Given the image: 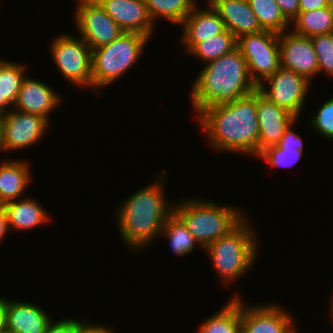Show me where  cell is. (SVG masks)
I'll return each mask as SVG.
<instances>
[{
	"mask_svg": "<svg viewBox=\"0 0 333 333\" xmlns=\"http://www.w3.org/2000/svg\"><path fill=\"white\" fill-rule=\"evenodd\" d=\"M4 209L10 231L37 229L53 219L37 198H31L28 195L25 198L4 203Z\"/></svg>",
	"mask_w": 333,
	"mask_h": 333,
	"instance_id": "20",
	"label": "cell"
},
{
	"mask_svg": "<svg viewBox=\"0 0 333 333\" xmlns=\"http://www.w3.org/2000/svg\"><path fill=\"white\" fill-rule=\"evenodd\" d=\"M329 0H300L299 12H308L328 7Z\"/></svg>",
	"mask_w": 333,
	"mask_h": 333,
	"instance_id": "35",
	"label": "cell"
},
{
	"mask_svg": "<svg viewBox=\"0 0 333 333\" xmlns=\"http://www.w3.org/2000/svg\"><path fill=\"white\" fill-rule=\"evenodd\" d=\"M4 209V202L0 199V210Z\"/></svg>",
	"mask_w": 333,
	"mask_h": 333,
	"instance_id": "42",
	"label": "cell"
},
{
	"mask_svg": "<svg viewBox=\"0 0 333 333\" xmlns=\"http://www.w3.org/2000/svg\"><path fill=\"white\" fill-rule=\"evenodd\" d=\"M31 172L26 158L3 159L0 162V199L6 203L25 198L26 190L32 184Z\"/></svg>",
	"mask_w": 333,
	"mask_h": 333,
	"instance_id": "21",
	"label": "cell"
},
{
	"mask_svg": "<svg viewBox=\"0 0 333 333\" xmlns=\"http://www.w3.org/2000/svg\"><path fill=\"white\" fill-rule=\"evenodd\" d=\"M151 20L164 19L173 25H181L199 3L196 0H145Z\"/></svg>",
	"mask_w": 333,
	"mask_h": 333,
	"instance_id": "26",
	"label": "cell"
},
{
	"mask_svg": "<svg viewBox=\"0 0 333 333\" xmlns=\"http://www.w3.org/2000/svg\"><path fill=\"white\" fill-rule=\"evenodd\" d=\"M232 294L220 310L200 321L195 333H241L242 296Z\"/></svg>",
	"mask_w": 333,
	"mask_h": 333,
	"instance_id": "23",
	"label": "cell"
},
{
	"mask_svg": "<svg viewBox=\"0 0 333 333\" xmlns=\"http://www.w3.org/2000/svg\"><path fill=\"white\" fill-rule=\"evenodd\" d=\"M124 32L139 33L152 39L155 24L145 0H97Z\"/></svg>",
	"mask_w": 333,
	"mask_h": 333,
	"instance_id": "15",
	"label": "cell"
},
{
	"mask_svg": "<svg viewBox=\"0 0 333 333\" xmlns=\"http://www.w3.org/2000/svg\"><path fill=\"white\" fill-rule=\"evenodd\" d=\"M51 124L43 116L10 109L4 117L2 153L34 146L48 133Z\"/></svg>",
	"mask_w": 333,
	"mask_h": 333,
	"instance_id": "11",
	"label": "cell"
},
{
	"mask_svg": "<svg viewBox=\"0 0 333 333\" xmlns=\"http://www.w3.org/2000/svg\"><path fill=\"white\" fill-rule=\"evenodd\" d=\"M60 33L48 44L56 69L65 82L91 90L92 49L80 36Z\"/></svg>",
	"mask_w": 333,
	"mask_h": 333,
	"instance_id": "7",
	"label": "cell"
},
{
	"mask_svg": "<svg viewBox=\"0 0 333 333\" xmlns=\"http://www.w3.org/2000/svg\"><path fill=\"white\" fill-rule=\"evenodd\" d=\"M194 80L188 95L195 118L208 107L233 102L257 90L238 48L204 64Z\"/></svg>",
	"mask_w": 333,
	"mask_h": 333,
	"instance_id": "3",
	"label": "cell"
},
{
	"mask_svg": "<svg viewBox=\"0 0 333 333\" xmlns=\"http://www.w3.org/2000/svg\"><path fill=\"white\" fill-rule=\"evenodd\" d=\"M162 237L168 240L170 250L179 257L191 254L199 245L186 224L175 212L164 222L159 235V238L162 239Z\"/></svg>",
	"mask_w": 333,
	"mask_h": 333,
	"instance_id": "24",
	"label": "cell"
},
{
	"mask_svg": "<svg viewBox=\"0 0 333 333\" xmlns=\"http://www.w3.org/2000/svg\"><path fill=\"white\" fill-rule=\"evenodd\" d=\"M309 127L320 134V137L333 141V96L325 100L319 109L313 112V116H310Z\"/></svg>",
	"mask_w": 333,
	"mask_h": 333,
	"instance_id": "30",
	"label": "cell"
},
{
	"mask_svg": "<svg viewBox=\"0 0 333 333\" xmlns=\"http://www.w3.org/2000/svg\"><path fill=\"white\" fill-rule=\"evenodd\" d=\"M206 144L217 153L255 157L259 153L257 90L233 102L204 109L197 117Z\"/></svg>",
	"mask_w": 333,
	"mask_h": 333,
	"instance_id": "1",
	"label": "cell"
},
{
	"mask_svg": "<svg viewBox=\"0 0 333 333\" xmlns=\"http://www.w3.org/2000/svg\"><path fill=\"white\" fill-rule=\"evenodd\" d=\"M257 116L259 122V152L277 145L285 131L298 118L269 101L257 90Z\"/></svg>",
	"mask_w": 333,
	"mask_h": 333,
	"instance_id": "17",
	"label": "cell"
},
{
	"mask_svg": "<svg viewBox=\"0 0 333 333\" xmlns=\"http://www.w3.org/2000/svg\"><path fill=\"white\" fill-rule=\"evenodd\" d=\"M281 67L313 82L319 76V62L311 38L292 30L279 33Z\"/></svg>",
	"mask_w": 333,
	"mask_h": 333,
	"instance_id": "13",
	"label": "cell"
},
{
	"mask_svg": "<svg viewBox=\"0 0 333 333\" xmlns=\"http://www.w3.org/2000/svg\"><path fill=\"white\" fill-rule=\"evenodd\" d=\"M319 62V74L333 78V33L311 37Z\"/></svg>",
	"mask_w": 333,
	"mask_h": 333,
	"instance_id": "31",
	"label": "cell"
},
{
	"mask_svg": "<svg viewBox=\"0 0 333 333\" xmlns=\"http://www.w3.org/2000/svg\"><path fill=\"white\" fill-rule=\"evenodd\" d=\"M37 78H30L26 75L23 79L16 103L13 108L45 117L50 123L51 113L63 103L62 95L53 89L50 84Z\"/></svg>",
	"mask_w": 333,
	"mask_h": 333,
	"instance_id": "16",
	"label": "cell"
},
{
	"mask_svg": "<svg viewBox=\"0 0 333 333\" xmlns=\"http://www.w3.org/2000/svg\"><path fill=\"white\" fill-rule=\"evenodd\" d=\"M166 174L165 170L159 172L151 184L137 189L114 210L121 240L134 254L153 246L164 222L174 212V202L166 197Z\"/></svg>",
	"mask_w": 333,
	"mask_h": 333,
	"instance_id": "2",
	"label": "cell"
},
{
	"mask_svg": "<svg viewBox=\"0 0 333 333\" xmlns=\"http://www.w3.org/2000/svg\"><path fill=\"white\" fill-rule=\"evenodd\" d=\"M76 4L72 20L76 35L92 50L110 44L124 33L97 0H78Z\"/></svg>",
	"mask_w": 333,
	"mask_h": 333,
	"instance_id": "10",
	"label": "cell"
},
{
	"mask_svg": "<svg viewBox=\"0 0 333 333\" xmlns=\"http://www.w3.org/2000/svg\"><path fill=\"white\" fill-rule=\"evenodd\" d=\"M174 212L186 224L202 250L227 235L247 216L236 205H222L208 198L194 197L176 201Z\"/></svg>",
	"mask_w": 333,
	"mask_h": 333,
	"instance_id": "5",
	"label": "cell"
},
{
	"mask_svg": "<svg viewBox=\"0 0 333 333\" xmlns=\"http://www.w3.org/2000/svg\"><path fill=\"white\" fill-rule=\"evenodd\" d=\"M237 48V38L227 29L213 38L198 43L187 55L198 58L206 64Z\"/></svg>",
	"mask_w": 333,
	"mask_h": 333,
	"instance_id": "28",
	"label": "cell"
},
{
	"mask_svg": "<svg viewBox=\"0 0 333 333\" xmlns=\"http://www.w3.org/2000/svg\"><path fill=\"white\" fill-rule=\"evenodd\" d=\"M284 17L291 23L299 14L300 0H275Z\"/></svg>",
	"mask_w": 333,
	"mask_h": 333,
	"instance_id": "33",
	"label": "cell"
},
{
	"mask_svg": "<svg viewBox=\"0 0 333 333\" xmlns=\"http://www.w3.org/2000/svg\"><path fill=\"white\" fill-rule=\"evenodd\" d=\"M204 6L197 4L180 25L182 29L179 43L186 54L198 43L213 38L226 30L224 21L213 7L208 2Z\"/></svg>",
	"mask_w": 333,
	"mask_h": 333,
	"instance_id": "14",
	"label": "cell"
},
{
	"mask_svg": "<svg viewBox=\"0 0 333 333\" xmlns=\"http://www.w3.org/2000/svg\"><path fill=\"white\" fill-rule=\"evenodd\" d=\"M1 333H13V332L6 330V331L1 332Z\"/></svg>",
	"mask_w": 333,
	"mask_h": 333,
	"instance_id": "43",
	"label": "cell"
},
{
	"mask_svg": "<svg viewBox=\"0 0 333 333\" xmlns=\"http://www.w3.org/2000/svg\"><path fill=\"white\" fill-rule=\"evenodd\" d=\"M7 330V297L0 296V333Z\"/></svg>",
	"mask_w": 333,
	"mask_h": 333,
	"instance_id": "36",
	"label": "cell"
},
{
	"mask_svg": "<svg viewBox=\"0 0 333 333\" xmlns=\"http://www.w3.org/2000/svg\"><path fill=\"white\" fill-rule=\"evenodd\" d=\"M87 321L75 317L52 320L45 330V333H76Z\"/></svg>",
	"mask_w": 333,
	"mask_h": 333,
	"instance_id": "32",
	"label": "cell"
},
{
	"mask_svg": "<svg viewBox=\"0 0 333 333\" xmlns=\"http://www.w3.org/2000/svg\"><path fill=\"white\" fill-rule=\"evenodd\" d=\"M12 108L13 105L7 99H1V90H0V112L5 114Z\"/></svg>",
	"mask_w": 333,
	"mask_h": 333,
	"instance_id": "38",
	"label": "cell"
},
{
	"mask_svg": "<svg viewBox=\"0 0 333 333\" xmlns=\"http://www.w3.org/2000/svg\"><path fill=\"white\" fill-rule=\"evenodd\" d=\"M236 38L264 31L247 0H208Z\"/></svg>",
	"mask_w": 333,
	"mask_h": 333,
	"instance_id": "18",
	"label": "cell"
},
{
	"mask_svg": "<svg viewBox=\"0 0 333 333\" xmlns=\"http://www.w3.org/2000/svg\"><path fill=\"white\" fill-rule=\"evenodd\" d=\"M262 303L252 305L242 297L241 333H294L298 329L293 314L284 307L274 302Z\"/></svg>",
	"mask_w": 333,
	"mask_h": 333,
	"instance_id": "12",
	"label": "cell"
},
{
	"mask_svg": "<svg viewBox=\"0 0 333 333\" xmlns=\"http://www.w3.org/2000/svg\"><path fill=\"white\" fill-rule=\"evenodd\" d=\"M290 30L309 38L333 33V12L329 7L299 12L298 16L291 22Z\"/></svg>",
	"mask_w": 333,
	"mask_h": 333,
	"instance_id": "25",
	"label": "cell"
},
{
	"mask_svg": "<svg viewBox=\"0 0 333 333\" xmlns=\"http://www.w3.org/2000/svg\"><path fill=\"white\" fill-rule=\"evenodd\" d=\"M312 85V86H311ZM313 83L292 70L280 67L272 76L257 86L269 101L292 113L298 119L306 107V97Z\"/></svg>",
	"mask_w": 333,
	"mask_h": 333,
	"instance_id": "9",
	"label": "cell"
},
{
	"mask_svg": "<svg viewBox=\"0 0 333 333\" xmlns=\"http://www.w3.org/2000/svg\"><path fill=\"white\" fill-rule=\"evenodd\" d=\"M300 329L298 328L294 333H300V331H299ZM299 331V332H298Z\"/></svg>",
	"mask_w": 333,
	"mask_h": 333,
	"instance_id": "44",
	"label": "cell"
},
{
	"mask_svg": "<svg viewBox=\"0 0 333 333\" xmlns=\"http://www.w3.org/2000/svg\"><path fill=\"white\" fill-rule=\"evenodd\" d=\"M247 215L227 235L219 237L216 241L204 248L212 264L214 273H218L217 280L225 286L245 277L257 261L260 252L258 233Z\"/></svg>",
	"mask_w": 333,
	"mask_h": 333,
	"instance_id": "4",
	"label": "cell"
},
{
	"mask_svg": "<svg viewBox=\"0 0 333 333\" xmlns=\"http://www.w3.org/2000/svg\"><path fill=\"white\" fill-rule=\"evenodd\" d=\"M330 306H328V307H330V309H329V316H330V319H331V321L333 322V293H332V296H330Z\"/></svg>",
	"mask_w": 333,
	"mask_h": 333,
	"instance_id": "40",
	"label": "cell"
},
{
	"mask_svg": "<svg viewBox=\"0 0 333 333\" xmlns=\"http://www.w3.org/2000/svg\"><path fill=\"white\" fill-rule=\"evenodd\" d=\"M296 124V121L292 123L277 145L266 147L255 158H261L272 168H290L300 162L305 148L302 136L295 132Z\"/></svg>",
	"mask_w": 333,
	"mask_h": 333,
	"instance_id": "22",
	"label": "cell"
},
{
	"mask_svg": "<svg viewBox=\"0 0 333 333\" xmlns=\"http://www.w3.org/2000/svg\"><path fill=\"white\" fill-rule=\"evenodd\" d=\"M4 117L5 114L0 112V152H2V144H3Z\"/></svg>",
	"mask_w": 333,
	"mask_h": 333,
	"instance_id": "39",
	"label": "cell"
},
{
	"mask_svg": "<svg viewBox=\"0 0 333 333\" xmlns=\"http://www.w3.org/2000/svg\"><path fill=\"white\" fill-rule=\"evenodd\" d=\"M264 30L283 33L291 23L282 14L275 0H247Z\"/></svg>",
	"mask_w": 333,
	"mask_h": 333,
	"instance_id": "29",
	"label": "cell"
},
{
	"mask_svg": "<svg viewBox=\"0 0 333 333\" xmlns=\"http://www.w3.org/2000/svg\"><path fill=\"white\" fill-rule=\"evenodd\" d=\"M40 305L7 298V330L13 333H45L52 317Z\"/></svg>",
	"mask_w": 333,
	"mask_h": 333,
	"instance_id": "19",
	"label": "cell"
},
{
	"mask_svg": "<svg viewBox=\"0 0 333 333\" xmlns=\"http://www.w3.org/2000/svg\"><path fill=\"white\" fill-rule=\"evenodd\" d=\"M237 48L247 62L252 81L258 86L280 67L279 34L264 30L237 38Z\"/></svg>",
	"mask_w": 333,
	"mask_h": 333,
	"instance_id": "8",
	"label": "cell"
},
{
	"mask_svg": "<svg viewBox=\"0 0 333 333\" xmlns=\"http://www.w3.org/2000/svg\"><path fill=\"white\" fill-rule=\"evenodd\" d=\"M9 232L10 229L8 225L7 215L5 209H2L0 210V243L3 242L2 240L7 239L6 237Z\"/></svg>",
	"mask_w": 333,
	"mask_h": 333,
	"instance_id": "37",
	"label": "cell"
},
{
	"mask_svg": "<svg viewBox=\"0 0 333 333\" xmlns=\"http://www.w3.org/2000/svg\"><path fill=\"white\" fill-rule=\"evenodd\" d=\"M107 324L93 323L89 320L76 333H115V330Z\"/></svg>",
	"mask_w": 333,
	"mask_h": 333,
	"instance_id": "34",
	"label": "cell"
},
{
	"mask_svg": "<svg viewBox=\"0 0 333 333\" xmlns=\"http://www.w3.org/2000/svg\"><path fill=\"white\" fill-rule=\"evenodd\" d=\"M27 71L28 65L26 66L25 63L11 62L0 56L1 99H7L14 106Z\"/></svg>",
	"mask_w": 333,
	"mask_h": 333,
	"instance_id": "27",
	"label": "cell"
},
{
	"mask_svg": "<svg viewBox=\"0 0 333 333\" xmlns=\"http://www.w3.org/2000/svg\"><path fill=\"white\" fill-rule=\"evenodd\" d=\"M150 40L139 33L124 32L110 44L92 50L91 91L101 95L102 88L110 87L134 69Z\"/></svg>",
	"mask_w": 333,
	"mask_h": 333,
	"instance_id": "6",
	"label": "cell"
},
{
	"mask_svg": "<svg viewBox=\"0 0 333 333\" xmlns=\"http://www.w3.org/2000/svg\"><path fill=\"white\" fill-rule=\"evenodd\" d=\"M328 7L330 8V10L333 12V0H329V5Z\"/></svg>",
	"mask_w": 333,
	"mask_h": 333,
	"instance_id": "41",
	"label": "cell"
}]
</instances>
